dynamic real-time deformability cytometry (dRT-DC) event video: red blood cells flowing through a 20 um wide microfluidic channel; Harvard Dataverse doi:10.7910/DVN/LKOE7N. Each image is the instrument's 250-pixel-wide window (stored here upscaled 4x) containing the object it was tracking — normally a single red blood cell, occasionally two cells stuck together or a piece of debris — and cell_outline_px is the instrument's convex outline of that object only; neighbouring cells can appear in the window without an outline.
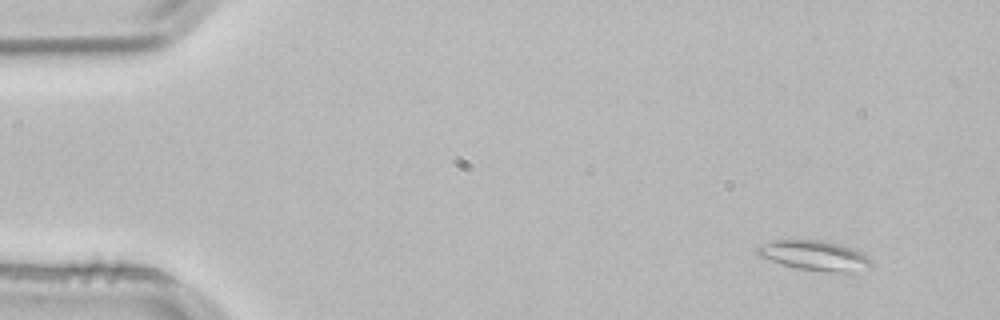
{"species": "common noctule bat (a hibernating species)", "species_latin": "Nyctalus noctula", "temperature_condition": "room temperature", "stored_images_in_passage": 4, "camera_frame_rate_fps": 3000, "um_per_image_px": 0.085, "animal": {"sex": "male", "body_mass_g": 21.5, "forearm_length_mm": 52.0}, "frame": {"image": 1, "passage_image": 1, "time_ms": 0.0, "image_size_px": [1000, 320], "cell_outline_px": [[872, 264], [848, 276], [796, 268], [760, 256], [756, 252], [756, 248], [764, 244], [776, 240], [824, 240], [840, 244], [864, 252], [872, 260]], "centroid_in_image_um": [69.36, 21.76], "position_along_channel_um": 15.6, "area_um2": 20.29}}